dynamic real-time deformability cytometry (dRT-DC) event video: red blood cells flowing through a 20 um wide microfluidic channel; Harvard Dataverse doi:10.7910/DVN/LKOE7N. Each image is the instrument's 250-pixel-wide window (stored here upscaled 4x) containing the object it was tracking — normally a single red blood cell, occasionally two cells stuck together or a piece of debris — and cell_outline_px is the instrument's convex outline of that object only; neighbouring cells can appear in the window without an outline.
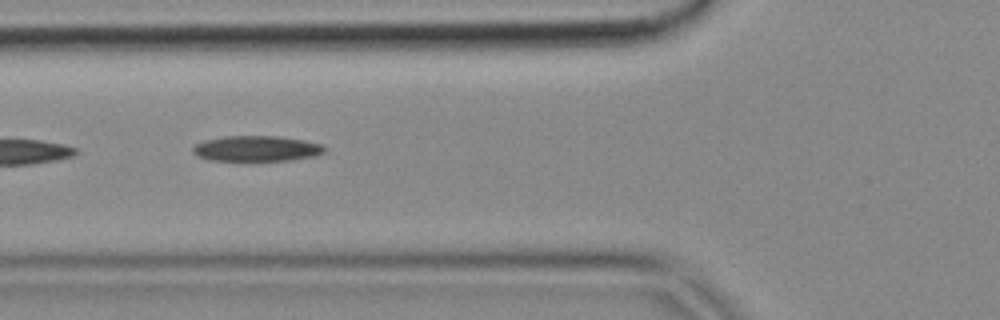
{"species": "common noctule bat (a hibernating species)", "species_latin": "Nyctalus noctula", "temperature_condition": "cold", "stored_images_in_passage": 4, "camera_frame_rate_fps": 3000, "um_per_image_px": 0.085, "animal": {"sex": "female", "body_mass_g": 18.4}, "frame": {"image": 1, "passage_image": 3, "time_ms": 0.667, "image_size_px": [1000, 320], "cell_outline_px": [[324, 152], [316, 156], [288, 160], [208, 160], [196, 156], [192, 152], [192, 148], [196, 144], [204, 140], [224, 136], [276, 136], [304, 140], [320, 144], [324, 148]], "centroid_in_image_um": [21.76, 12.62], "position_along_channel_um": 104.0, "area_um2": 19.48}}